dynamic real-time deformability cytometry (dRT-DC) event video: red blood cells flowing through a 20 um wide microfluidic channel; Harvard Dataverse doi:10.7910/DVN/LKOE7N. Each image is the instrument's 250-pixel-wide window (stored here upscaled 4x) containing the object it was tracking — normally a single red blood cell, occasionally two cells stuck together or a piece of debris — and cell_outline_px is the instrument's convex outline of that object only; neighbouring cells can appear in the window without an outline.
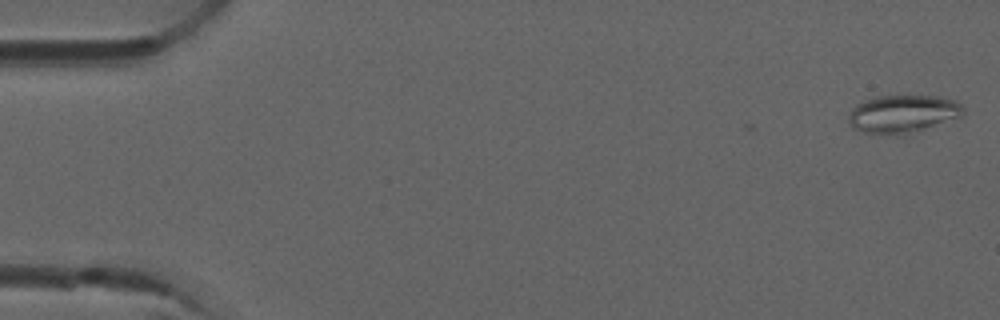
{"species": "common noctule bat (a hibernating species)", "species_latin": "Nyctalus noctula", "temperature_condition": "room temperature", "stored_images_in_passage": 6, "camera_frame_rate_fps": 3000, "um_per_image_px": 0.085, "animal": {"sex": "male", "forearm_length_mm": 52.5}, "frame": {"image": 1, "passage_image": 1, "time_ms": 0.0, "image_size_px": [1000, 320], "cell_outline_px": [[964, 116], [904, 136], [896, 136], [864, 132], [852, 128], [848, 120], [848, 116], [852, 108], [856, 104], [876, 96], [940, 96], [956, 100], [964, 108]], "centroid_in_image_um": [76.76, 9.7], "position_along_channel_um": 8.2, "area_um2": 25.84}}
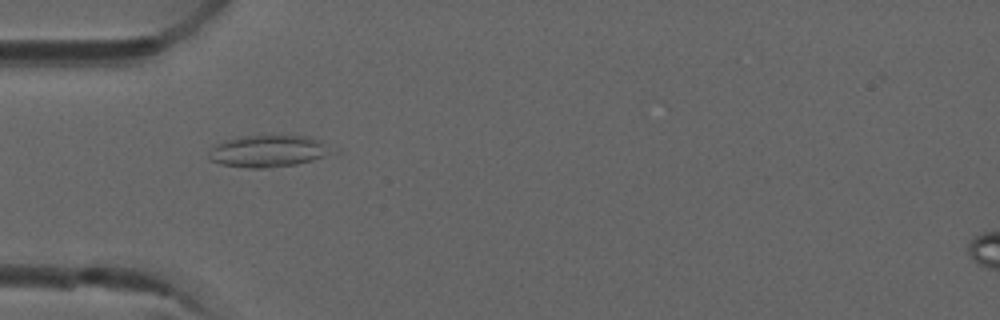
{"frame": {"image": 2, "passage_image": 5, "time_ms": 1.333, "image_size_px": [1000, 320], "cell_outline_px": [[328, 152], [324, 156], [312, 160], [296, 164], [264, 168], [248, 168], [220, 164], [208, 160], [208, 152], [216, 144], [224, 140], [240, 136], [308, 136], [316, 140]], "centroid_in_image_um": [22.61, 12.86], "position_along_channel_um": 62.4, "area_um2": 22.14}}